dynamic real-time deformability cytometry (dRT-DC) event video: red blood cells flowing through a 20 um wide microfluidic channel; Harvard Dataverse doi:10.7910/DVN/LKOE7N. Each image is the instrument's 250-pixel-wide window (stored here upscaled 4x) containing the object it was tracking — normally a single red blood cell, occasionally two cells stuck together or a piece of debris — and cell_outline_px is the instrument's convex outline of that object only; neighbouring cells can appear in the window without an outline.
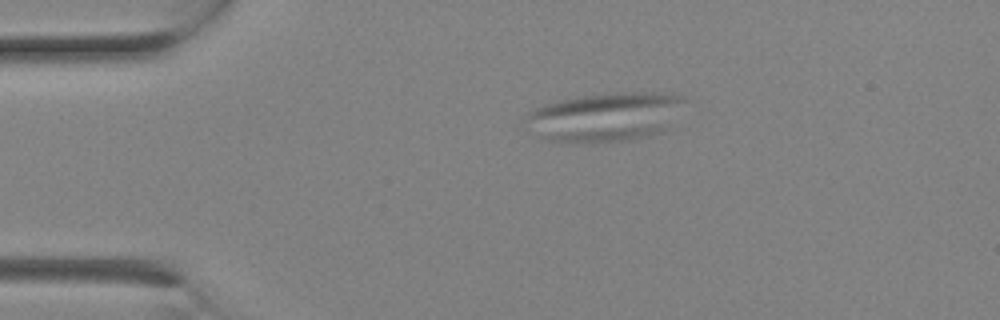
{"species": "Egyptian fruit bat (a non-hibernating species)", "species_latin": "Rousettus aegyptiacus", "temperature_condition": "room temperature", "stored_images_in_passage": 2, "camera_frame_rate_fps": 3000, "um_per_image_px": 0.085, "animal": {"sex": "female"}, "frame": {"image": 1, "passage_image": 1, "time_ms": 0.0, "image_size_px": [1000, 320], "cell_outline_px": [[688, 100], [664, 132], [648, 136], [628, 140], [576, 144], [552, 140], [540, 136], [528, 116], [528, 112], [536, 108], [560, 100], [584, 96], [620, 92], [660, 92], [684, 96]], "centroid_in_image_um": [51.59, 9.93], "position_along_channel_um": 33.4, "area_um2": 44.85}}
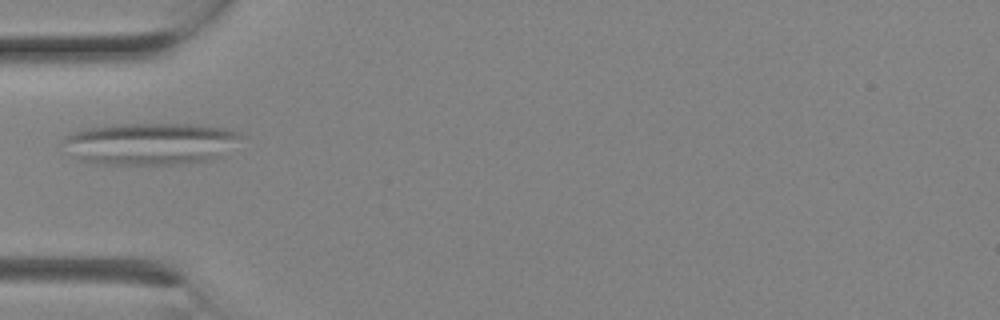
{"frame": {"image": 2, "passage_image": 2, "time_ms": 0.333, "image_size_px": [1000, 320], "cell_outline_px": [[244, 136], [220, 156], [208, 160], [172, 164], [100, 164], [80, 160], [72, 156], [60, 140], [64, 136], [72, 132], [88, 128], [116, 124], [204, 124], [228, 128], [240, 132]], "centroid_in_image_um": [12.76, 12.19], "position_along_channel_um": 72.2, "area_um2": 43.75}}